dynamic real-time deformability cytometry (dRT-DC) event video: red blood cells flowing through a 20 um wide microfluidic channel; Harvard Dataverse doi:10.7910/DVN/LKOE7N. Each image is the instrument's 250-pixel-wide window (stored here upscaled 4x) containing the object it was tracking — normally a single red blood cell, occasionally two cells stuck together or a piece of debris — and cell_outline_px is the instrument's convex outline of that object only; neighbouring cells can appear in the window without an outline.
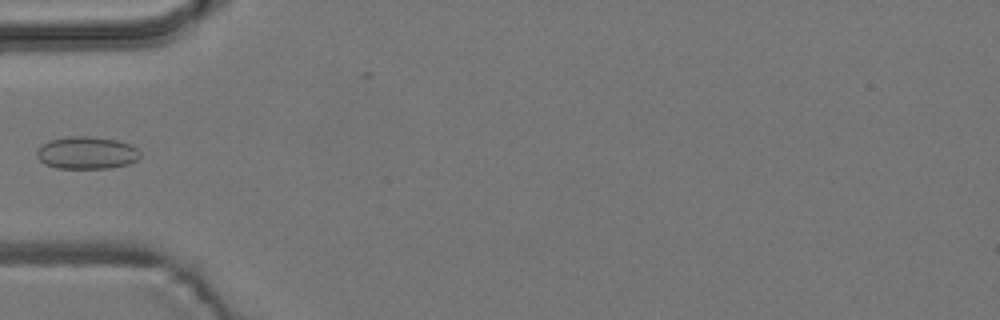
{"species": "common noctule bat (a hibernating species)", "species_latin": "Nyctalus noctula", "temperature_condition": "room temperature", "stored_images_in_passage": 3, "camera_frame_rate_fps": 3000, "um_per_image_px": 0.085, "animal": {"sex": "male", "body_mass_g": 19.2, "forearm_length_mm": 51.8}, "frame": {"image": 1, "passage_image": 3, "time_ms": 2.667, "image_size_px": [1000, 320], "cell_outline_px": [[140, 156], [136, 160], [128, 164], [108, 168], [56, 168], [44, 164], [36, 156], [36, 152], [48, 140], [68, 136], [88, 136], [116, 140], [132, 144], [140, 152]], "centroid_in_image_um": [7.37, 12.99], "position_along_channel_um": 77.6, "area_um2": 19.54}}